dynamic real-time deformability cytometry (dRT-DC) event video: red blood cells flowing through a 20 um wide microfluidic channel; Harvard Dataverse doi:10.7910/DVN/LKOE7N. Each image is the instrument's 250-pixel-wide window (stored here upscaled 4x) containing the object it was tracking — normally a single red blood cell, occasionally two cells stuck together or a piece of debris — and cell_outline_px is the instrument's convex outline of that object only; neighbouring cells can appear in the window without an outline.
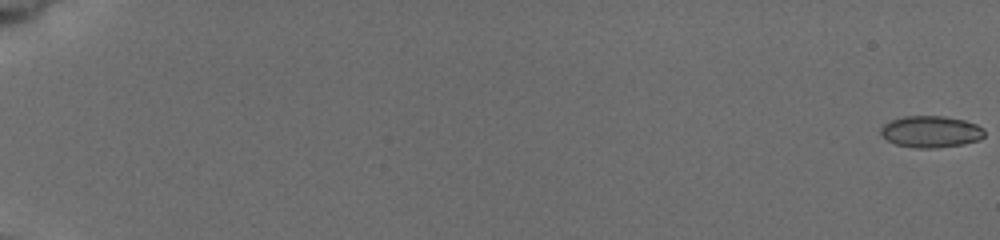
{"species": "common noctule bat (a hibernating species)", "species_latin": "Nyctalus noctula", "temperature_condition": "cold", "stored_images_in_passage": 24, "camera_frame_rate_fps": 3000, "um_per_image_px": 0.085, "animal": {"sex": "female", "body_mass_g": 19.5, "forearm_length_mm": 54.1}, "frame": {"image": 1, "passage_image": 1, "time_ms": 0.0, "image_size_px": [1000, 240], "cell_outline_px": [[984, 136], [980, 140], [964, 144], [936, 148], [912, 148], [896, 144], [888, 140], [880, 132], [880, 128], [884, 124], [892, 120], [904, 116], [944, 116], [964, 120], [976, 124], [984, 128]], "centroid_in_image_um": [79.15, 11.2], "position_along_channel_um": 5.9, "area_um2": 19.19}}
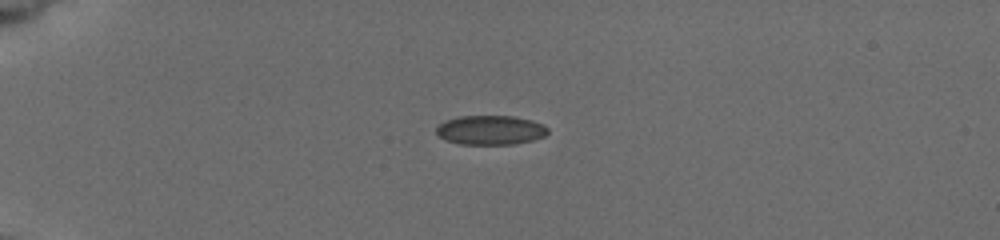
{"frame": {"image": 2, "passage_image": 17, "time_ms": 5.333, "image_size_px": [1000, 240], "cell_outline_px": [[548, 132], [544, 136], [532, 140], [512, 144], [460, 144], [448, 140], [440, 136], [436, 132], [436, 128], [444, 120], [460, 116], [516, 116], [532, 120], [544, 124], [548, 128]], "centroid_in_image_um": [41.71, 11.04], "position_along_channel_um": 43.3, "area_um2": 19.02}}
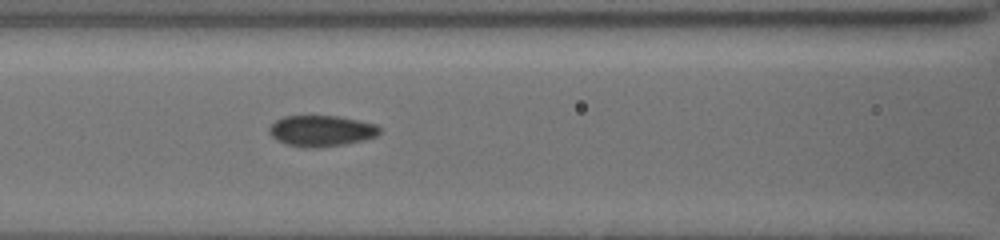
{"frame": {"image": 3, "passage_image": 24, "time_ms": 9.0, "image_size_px": [1000, 240], "cell_outline_px": [[380, 132], [376, 136], [364, 140], [344, 144], [320, 148], [304, 148], [284, 144], [276, 140], [268, 132], [268, 128], [276, 120], [284, 116], [340, 116], [360, 120], [376, 124], [380, 128]], "centroid_in_image_um": [27.3, 11.13], "position_along_channel_um": 139.3, "area_um2": 20.23}}